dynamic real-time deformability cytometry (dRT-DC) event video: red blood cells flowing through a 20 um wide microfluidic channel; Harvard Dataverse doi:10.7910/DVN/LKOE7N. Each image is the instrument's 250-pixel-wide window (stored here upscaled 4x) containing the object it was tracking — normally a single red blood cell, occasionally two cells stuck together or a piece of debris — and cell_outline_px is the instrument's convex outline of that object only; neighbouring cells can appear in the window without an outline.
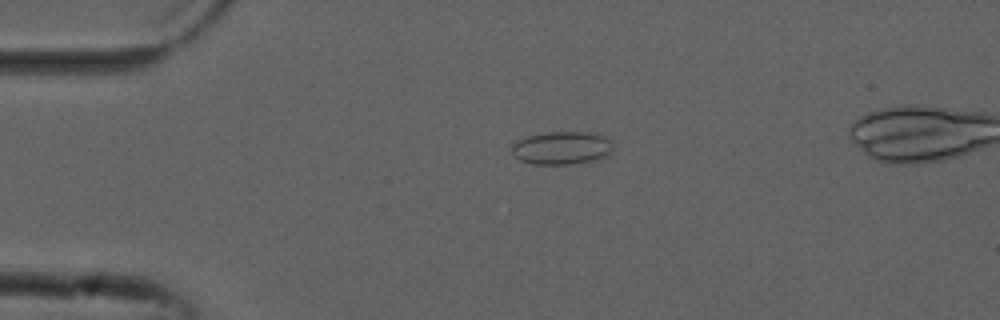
{"species": "common noctule bat (a hibernating species)", "species_latin": "Nyctalus noctula", "temperature_condition": "cold", "stored_images_in_passage": 51, "camera_frame_rate_fps": 3000, "um_per_image_px": 0.085, "animal": {"sex": "male", "forearm_length_mm": 52.5}, "frame": {"image": 1, "passage_image": 12, "time_ms": 3.667, "image_size_px": [1000, 320], "cell_outline_px": [[612, 152], [604, 156], [592, 160], [572, 164], [532, 164], [520, 160], [512, 152], [512, 144], [528, 136], [548, 132], [588, 132], [604, 136], [612, 140]], "centroid_in_image_um": [47.77, 12.57], "position_along_channel_um": 37.2, "area_um2": 19.31}}
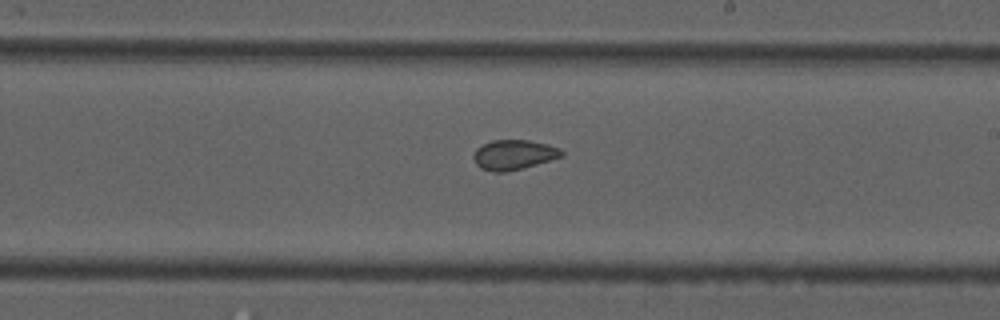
{"frame": {"image": 2, "passage_image": 31, "time_ms": 10.0, "image_size_px": [1000, 320], "cell_outline_px": [[564, 156], [536, 164], [504, 172], [496, 172], [480, 168], [476, 164], [472, 156], [476, 148], [492, 140], [528, 140], [548, 144], [560, 148], [564, 152]], "centroid_in_image_um": [43.67, 13.14], "position_along_channel_um": 245.3, "area_um2": 15.26}}
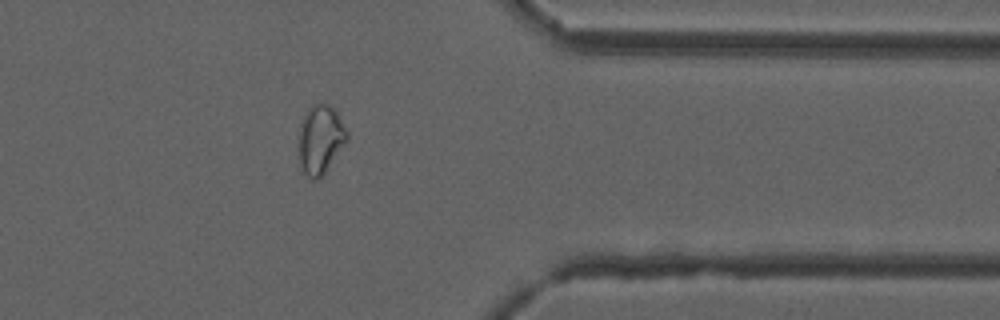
{"frame": {"image": 3, "passage_image": 43, "time_ms": 14.0, "image_size_px": [1000, 320], "cell_outline_px": [[348, 140], [324, 172], [316, 180], [312, 180], [304, 172], [300, 164], [300, 120], [308, 108], [312, 104], [320, 100], [336, 108], [348, 132]], "centroid_in_image_um": [27.26, 11.75], "position_along_channel_um": 384.1, "area_um2": 19.48}}